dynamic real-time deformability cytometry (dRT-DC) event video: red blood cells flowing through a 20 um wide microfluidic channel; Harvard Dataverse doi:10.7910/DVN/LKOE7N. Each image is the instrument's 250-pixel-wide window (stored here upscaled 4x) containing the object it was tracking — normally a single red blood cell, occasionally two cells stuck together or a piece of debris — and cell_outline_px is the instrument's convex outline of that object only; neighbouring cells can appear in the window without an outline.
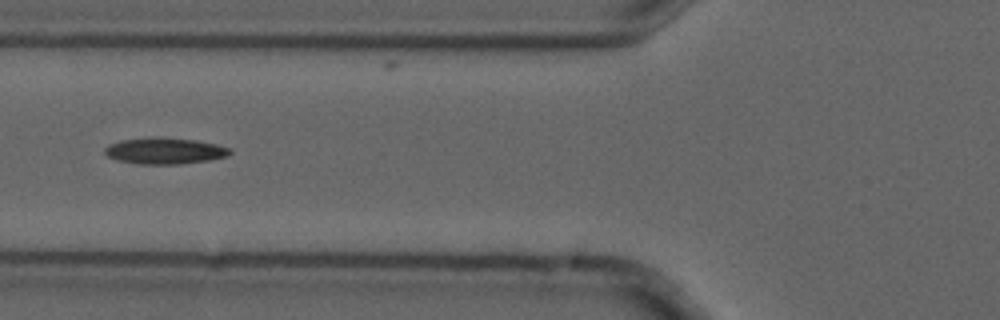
{"species": "common noctule bat (a hibernating species)", "species_latin": "Nyctalus noctula", "temperature_condition": "cold", "stored_images_in_passage": 4, "camera_frame_rate_fps": 3000, "um_per_image_px": 0.085, "animal": {"sex": "male", "forearm_length_mm": 52.5}, "frame": {"image": 1, "passage_image": 2, "time_ms": 0.333, "image_size_px": [1000, 320], "cell_outline_px": [[232, 152], [228, 156], [212, 160], [180, 164], [140, 164], [116, 160], [108, 156], [104, 152], [104, 148], [108, 144], [120, 140], [152, 136], [160, 136], [196, 140], [216, 144], [232, 148]], "centroid_in_image_um": [14.02, 12.81], "position_along_channel_um": 111.8, "area_um2": 19.65}}
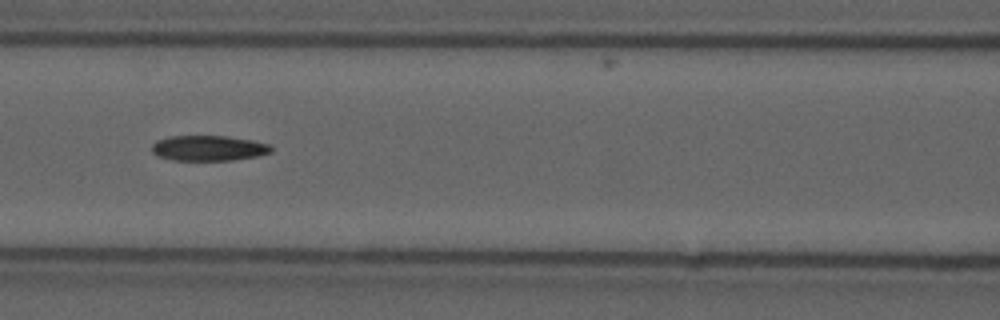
{"frame": {"image": 2, "passage_image": 3, "time_ms": 0.667, "image_size_px": [1000, 320], "cell_outline_px": [[272, 152], [256, 156], [232, 160], [172, 160], [160, 156], [152, 152], [152, 144], [156, 140], [172, 136], [228, 136], [252, 140], [268, 144], [272, 148]], "centroid_in_image_um": [17.72, 12.59], "position_along_channel_um": 148.9, "area_um2": 17.51}}
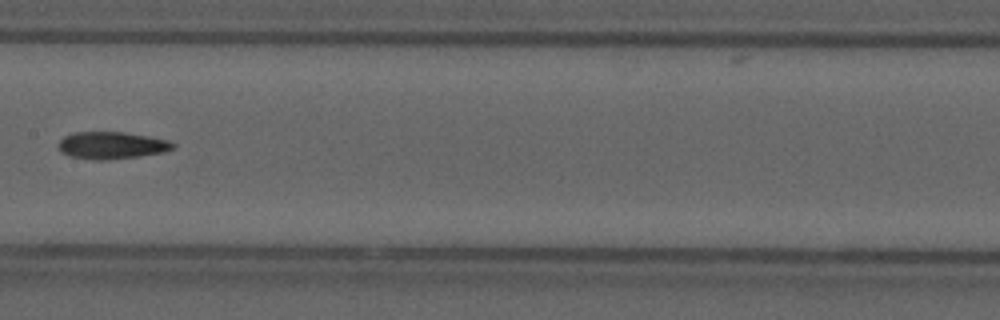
{"frame": {"image": 3, "passage_image": 4, "time_ms": 1.0, "image_size_px": [1000, 320], "cell_outline_px": [[176, 148], [164, 152], [140, 156], [108, 160], [92, 160], [68, 156], [60, 152], [56, 144], [64, 136], [72, 132], [124, 132], [148, 136], [168, 140], [176, 144]], "centroid_in_image_um": [9.46, 12.36], "position_along_channel_um": 197.9, "area_um2": 18.5}}